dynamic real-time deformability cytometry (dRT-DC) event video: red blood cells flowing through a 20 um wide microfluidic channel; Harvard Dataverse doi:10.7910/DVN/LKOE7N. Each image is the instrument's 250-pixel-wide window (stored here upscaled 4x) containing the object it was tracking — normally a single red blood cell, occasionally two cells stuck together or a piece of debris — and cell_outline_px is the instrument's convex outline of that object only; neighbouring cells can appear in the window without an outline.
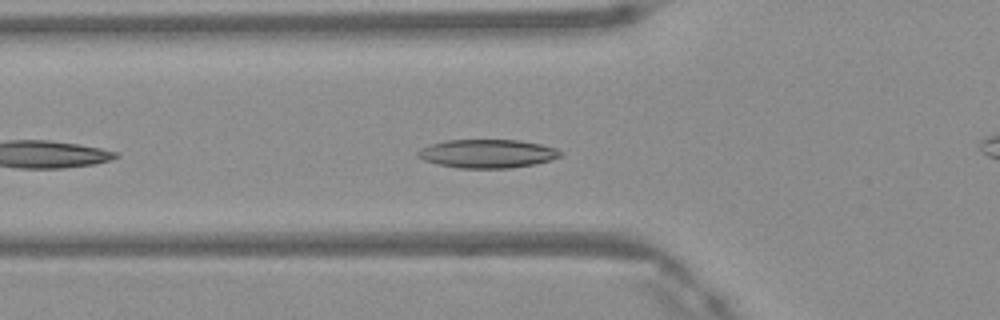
{"species": "Egyptian fruit bat (a non-hibernating species)", "species_latin": "Rousettus aegyptiacus", "temperature_condition": "warm", "stored_images_in_passage": 18, "camera_frame_rate_fps": 3000, "um_per_image_px": 0.085, "frame": {"image": 1, "passage_image": 5, "time_ms": 1.333, "image_size_px": [1000, 320], "cell_outline_px": [[564, 152], [560, 156], [552, 160], [536, 164], [512, 168], [456, 168], [436, 164], [424, 160], [416, 156], [416, 152], [420, 148], [444, 140], [520, 140], [540, 144], [556, 148]], "centroid_in_image_um": [41.43, 13.06], "position_along_channel_um": 84.4, "area_um2": 23.99}}
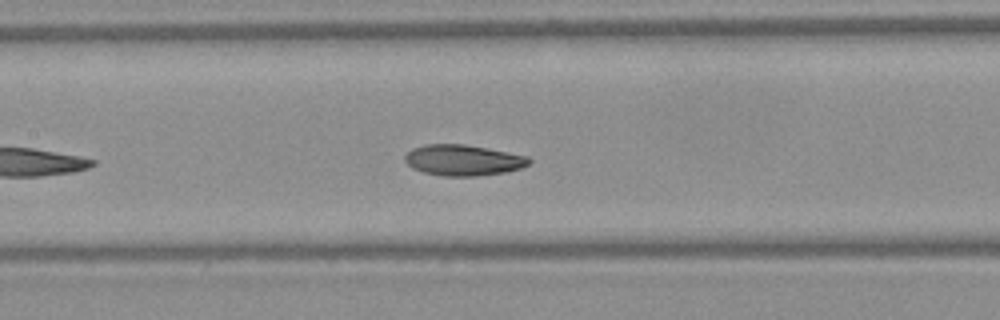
{"frame": {"image": 2, "passage_image": 11, "time_ms": 3.333, "image_size_px": [1000, 320], "cell_outline_px": [[532, 160], [528, 164], [520, 168], [504, 172], [476, 176], [444, 176], [424, 172], [412, 168], [404, 160], [404, 156], [412, 148], [424, 144], [464, 144], [488, 148], [528, 156]], "centroid_in_image_um": [39.35, 13.6], "position_along_channel_um": 168.1, "area_um2": 22.31}}
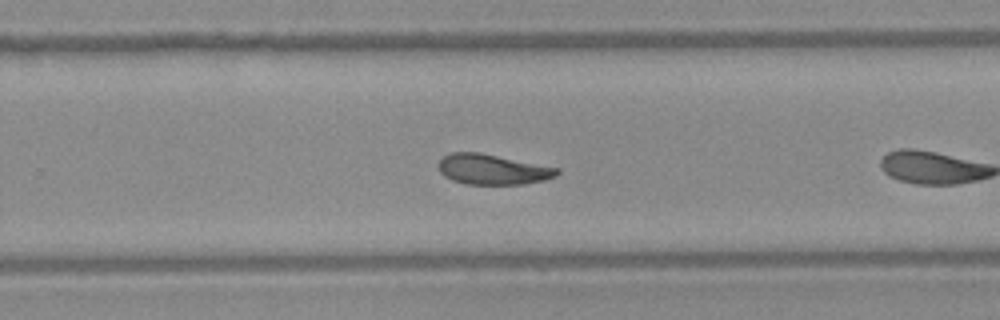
{"frame": {"image": 3, "passage_image": 17, "time_ms": 5.333, "image_size_px": [1000, 320], "cell_outline_px": [[560, 172], [556, 176], [544, 180], [524, 184], [468, 184], [452, 180], [444, 176], [440, 172], [440, 160], [444, 156], [452, 152], [480, 152], [560, 168]], "centroid_in_image_um": [41.9, 14.39], "position_along_channel_um": 287.9, "area_um2": 20.87}}